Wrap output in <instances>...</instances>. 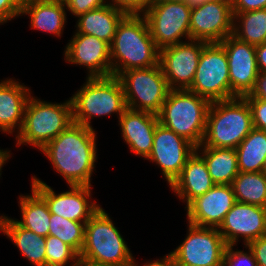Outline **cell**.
Wrapping results in <instances>:
<instances>
[{
  "label": "cell",
  "instance_id": "obj_1",
  "mask_svg": "<svg viewBox=\"0 0 266 266\" xmlns=\"http://www.w3.org/2000/svg\"><path fill=\"white\" fill-rule=\"evenodd\" d=\"M97 134L95 128L73 122L40 150L67 186H94L92 175L99 158Z\"/></svg>",
  "mask_w": 266,
  "mask_h": 266
},
{
  "label": "cell",
  "instance_id": "obj_2",
  "mask_svg": "<svg viewBox=\"0 0 266 266\" xmlns=\"http://www.w3.org/2000/svg\"><path fill=\"white\" fill-rule=\"evenodd\" d=\"M112 76L130 69L159 64V49L143 14H127L119 23L110 44Z\"/></svg>",
  "mask_w": 266,
  "mask_h": 266
},
{
  "label": "cell",
  "instance_id": "obj_3",
  "mask_svg": "<svg viewBox=\"0 0 266 266\" xmlns=\"http://www.w3.org/2000/svg\"><path fill=\"white\" fill-rule=\"evenodd\" d=\"M33 95L28 98L22 127L14 139L16 148L29 145L40 151L73 123L72 102L70 97L53 103Z\"/></svg>",
  "mask_w": 266,
  "mask_h": 266
},
{
  "label": "cell",
  "instance_id": "obj_4",
  "mask_svg": "<svg viewBox=\"0 0 266 266\" xmlns=\"http://www.w3.org/2000/svg\"><path fill=\"white\" fill-rule=\"evenodd\" d=\"M78 90L70 97L73 122L94 128L92 119L111 117L117 119L127 109L124 88L116 76L85 77Z\"/></svg>",
  "mask_w": 266,
  "mask_h": 266
},
{
  "label": "cell",
  "instance_id": "obj_5",
  "mask_svg": "<svg viewBox=\"0 0 266 266\" xmlns=\"http://www.w3.org/2000/svg\"><path fill=\"white\" fill-rule=\"evenodd\" d=\"M113 217L101 206L86 222L79 258L107 266H130L135 258Z\"/></svg>",
  "mask_w": 266,
  "mask_h": 266
},
{
  "label": "cell",
  "instance_id": "obj_6",
  "mask_svg": "<svg viewBox=\"0 0 266 266\" xmlns=\"http://www.w3.org/2000/svg\"><path fill=\"white\" fill-rule=\"evenodd\" d=\"M252 129V113L244 97L211 102L205 135L198 147L236 148Z\"/></svg>",
  "mask_w": 266,
  "mask_h": 266
},
{
  "label": "cell",
  "instance_id": "obj_7",
  "mask_svg": "<svg viewBox=\"0 0 266 266\" xmlns=\"http://www.w3.org/2000/svg\"><path fill=\"white\" fill-rule=\"evenodd\" d=\"M211 102L188 90H170L160 112L159 123L196 147L202 144Z\"/></svg>",
  "mask_w": 266,
  "mask_h": 266
},
{
  "label": "cell",
  "instance_id": "obj_8",
  "mask_svg": "<svg viewBox=\"0 0 266 266\" xmlns=\"http://www.w3.org/2000/svg\"><path fill=\"white\" fill-rule=\"evenodd\" d=\"M118 78L124 88L128 109L153 114L160 112L170 88L159 64L124 71Z\"/></svg>",
  "mask_w": 266,
  "mask_h": 266
},
{
  "label": "cell",
  "instance_id": "obj_9",
  "mask_svg": "<svg viewBox=\"0 0 266 266\" xmlns=\"http://www.w3.org/2000/svg\"><path fill=\"white\" fill-rule=\"evenodd\" d=\"M191 10L187 3L151 0L143 15L159 50L190 40Z\"/></svg>",
  "mask_w": 266,
  "mask_h": 266
},
{
  "label": "cell",
  "instance_id": "obj_10",
  "mask_svg": "<svg viewBox=\"0 0 266 266\" xmlns=\"http://www.w3.org/2000/svg\"><path fill=\"white\" fill-rule=\"evenodd\" d=\"M188 90L210 102L235 98L230 87L228 58L220 43H207L203 47Z\"/></svg>",
  "mask_w": 266,
  "mask_h": 266
},
{
  "label": "cell",
  "instance_id": "obj_11",
  "mask_svg": "<svg viewBox=\"0 0 266 266\" xmlns=\"http://www.w3.org/2000/svg\"><path fill=\"white\" fill-rule=\"evenodd\" d=\"M186 237L174 250L176 266H223L227 244L218 228L196 226L187 222Z\"/></svg>",
  "mask_w": 266,
  "mask_h": 266
},
{
  "label": "cell",
  "instance_id": "obj_12",
  "mask_svg": "<svg viewBox=\"0 0 266 266\" xmlns=\"http://www.w3.org/2000/svg\"><path fill=\"white\" fill-rule=\"evenodd\" d=\"M30 181V186L45 200L51 214L86 223L102 206L92 199L93 186H67L68 190L56 193L36 175H32Z\"/></svg>",
  "mask_w": 266,
  "mask_h": 266
},
{
  "label": "cell",
  "instance_id": "obj_13",
  "mask_svg": "<svg viewBox=\"0 0 266 266\" xmlns=\"http://www.w3.org/2000/svg\"><path fill=\"white\" fill-rule=\"evenodd\" d=\"M195 151V145L158 123L152 151L146 160L161 170L162 177L169 187L181 174L183 167Z\"/></svg>",
  "mask_w": 266,
  "mask_h": 266
},
{
  "label": "cell",
  "instance_id": "obj_14",
  "mask_svg": "<svg viewBox=\"0 0 266 266\" xmlns=\"http://www.w3.org/2000/svg\"><path fill=\"white\" fill-rule=\"evenodd\" d=\"M231 0H210L192 7L190 39L220 43L233 33Z\"/></svg>",
  "mask_w": 266,
  "mask_h": 266
},
{
  "label": "cell",
  "instance_id": "obj_15",
  "mask_svg": "<svg viewBox=\"0 0 266 266\" xmlns=\"http://www.w3.org/2000/svg\"><path fill=\"white\" fill-rule=\"evenodd\" d=\"M206 44L204 41L190 39L159 50V65L170 90L191 87L201 51Z\"/></svg>",
  "mask_w": 266,
  "mask_h": 266
},
{
  "label": "cell",
  "instance_id": "obj_16",
  "mask_svg": "<svg viewBox=\"0 0 266 266\" xmlns=\"http://www.w3.org/2000/svg\"><path fill=\"white\" fill-rule=\"evenodd\" d=\"M64 46L63 61L84 67L87 78L112 76L110 45L95 36L72 33Z\"/></svg>",
  "mask_w": 266,
  "mask_h": 266
},
{
  "label": "cell",
  "instance_id": "obj_17",
  "mask_svg": "<svg viewBox=\"0 0 266 266\" xmlns=\"http://www.w3.org/2000/svg\"><path fill=\"white\" fill-rule=\"evenodd\" d=\"M218 230L227 245H247L266 235V207L236 201Z\"/></svg>",
  "mask_w": 266,
  "mask_h": 266
},
{
  "label": "cell",
  "instance_id": "obj_18",
  "mask_svg": "<svg viewBox=\"0 0 266 266\" xmlns=\"http://www.w3.org/2000/svg\"><path fill=\"white\" fill-rule=\"evenodd\" d=\"M224 47L229 67L232 95L244 97L252 91L259 69L254 45L230 35L220 42Z\"/></svg>",
  "mask_w": 266,
  "mask_h": 266
},
{
  "label": "cell",
  "instance_id": "obj_19",
  "mask_svg": "<svg viewBox=\"0 0 266 266\" xmlns=\"http://www.w3.org/2000/svg\"><path fill=\"white\" fill-rule=\"evenodd\" d=\"M235 202L231 185H214L184 208L186 222L196 226L219 228Z\"/></svg>",
  "mask_w": 266,
  "mask_h": 266
},
{
  "label": "cell",
  "instance_id": "obj_20",
  "mask_svg": "<svg viewBox=\"0 0 266 266\" xmlns=\"http://www.w3.org/2000/svg\"><path fill=\"white\" fill-rule=\"evenodd\" d=\"M117 122L121 138L129 151L146 160L152 151L155 129L159 123L157 114L127 108Z\"/></svg>",
  "mask_w": 266,
  "mask_h": 266
},
{
  "label": "cell",
  "instance_id": "obj_21",
  "mask_svg": "<svg viewBox=\"0 0 266 266\" xmlns=\"http://www.w3.org/2000/svg\"><path fill=\"white\" fill-rule=\"evenodd\" d=\"M31 87L19 79L0 80V132L5 135L18 134L22 127L25 106L32 94Z\"/></svg>",
  "mask_w": 266,
  "mask_h": 266
},
{
  "label": "cell",
  "instance_id": "obj_22",
  "mask_svg": "<svg viewBox=\"0 0 266 266\" xmlns=\"http://www.w3.org/2000/svg\"><path fill=\"white\" fill-rule=\"evenodd\" d=\"M27 16L29 29L62 38L66 29V5L62 0H26L21 5L20 17Z\"/></svg>",
  "mask_w": 266,
  "mask_h": 266
},
{
  "label": "cell",
  "instance_id": "obj_23",
  "mask_svg": "<svg viewBox=\"0 0 266 266\" xmlns=\"http://www.w3.org/2000/svg\"><path fill=\"white\" fill-rule=\"evenodd\" d=\"M214 185L216 184L211 179L204 159L195 151L169 189L186 208L194 199L205 194Z\"/></svg>",
  "mask_w": 266,
  "mask_h": 266
},
{
  "label": "cell",
  "instance_id": "obj_24",
  "mask_svg": "<svg viewBox=\"0 0 266 266\" xmlns=\"http://www.w3.org/2000/svg\"><path fill=\"white\" fill-rule=\"evenodd\" d=\"M0 234L12 242L31 266H46V237L22 227L15 218L0 214Z\"/></svg>",
  "mask_w": 266,
  "mask_h": 266
},
{
  "label": "cell",
  "instance_id": "obj_25",
  "mask_svg": "<svg viewBox=\"0 0 266 266\" xmlns=\"http://www.w3.org/2000/svg\"><path fill=\"white\" fill-rule=\"evenodd\" d=\"M127 14L111 4L88 11L76 17V29L73 33L92 35L100 40L112 43L117 27Z\"/></svg>",
  "mask_w": 266,
  "mask_h": 266
},
{
  "label": "cell",
  "instance_id": "obj_26",
  "mask_svg": "<svg viewBox=\"0 0 266 266\" xmlns=\"http://www.w3.org/2000/svg\"><path fill=\"white\" fill-rule=\"evenodd\" d=\"M216 185H231L239 173L235 148L196 147Z\"/></svg>",
  "mask_w": 266,
  "mask_h": 266
},
{
  "label": "cell",
  "instance_id": "obj_27",
  "mask_svg": "<svg viewBox=\"0 0 266 266\" xmlns=\"http://www.w3.org/2000/svg\"><path fill=\"white\" fill-rule=\"evenodd\" d=\"M31 193L21 194L18 199L20 220H15L24 228L47 237L49 235L50 216L45 200L31 187Z\"/></svg>",
  "mask_w": 266,
  "mask_h": 266
},
{
  "label": "cell",
  "instance_id": "obj_28",
  "mask_svg": "<svg viewBox=\"0 0 266 266\" xmlns=\"http://www.w3.org/2000/svg\"><path fill=\"white\" fill-rule=\"evenodd\" d=\"M235 149L239 172H262L266 159V131L253 128Z\"/></svg>",
  "mask_w": 266,
  "mask_h": 266
},
{
  "label": "cell",
  "instance_id": "obj_29",
  "mask_svg": "<svg viewBox=\"0 0 266 266\" xmlns=\"http://www.w3.org/2000/svg\"><path fill=\"white\" fill-rule=\"evenodd\" d=\"M233 15V36L254 46L266 42V9Z\"/></svg>",
  "mask_w": 266,
  "mask_h": 266
},
{
  "label": "cell",
  "instance_id": "obj_30",
  "mask_svg": "<svg viewBox=\"0 0 266 266\" xmlns=\"http://www.w3.org/2000/svg\"><path fill=\"white\" fill-rule=\"evenodd\" d=\"M231 186L236 201L266 207V176L262 172H239Z\"/></svg>",
  "mask_w": 266,
  "mask_h": 266
},
{
  "label": "cell",
  "instance_id": "obj_31",
  "mask_svg": "<svg viewBox=\"0 0 266 266\" xmlns=\"http://www.w3.org/2000/svg\"><path fill=\"white\" fill-rule=\"evenodd\" d=\"M49 222V235L59 238L79 255L85 241L86 223L75 222L55 214H51Z\"/></svg>",
  "mask_w": 266,
  "mask_h": 266
},
{
  "label": "cell",
  "instance_id": "obj_32",
  "mask_svg": "<svg viewBox=\"0 0 266 266\" xmlns=\"http://www.w3.org/2000/svg\"><path fill=\"white\" fill-rule=\"evenodd\" d=\"M46 266H75L79 255L59 238L46 237Z\"/></svg>",
  "mask_w": 266,
  "mask_h": 266
},
{
  "label": "cell",
  "instance_id": "obj_33",
  "mask_svg": "<svg viewBox=\"0 0 266 266\" xmlns=\"http://www.w3.org/2000/svg\"><path fill=\"white\" fill-rule=\"evenodd\" d=\"M236 247L237 245L226 246L223 266H258L253 252L247 245H244L245 250H239V247Z\"/></svg>",
  "mask_w": 266,
  "mask_h": 266
},
{
  "label": "cell",
  "instance_id": "obj_34",
  "mask_svg": "<svg viewBox=\"0 0 266 266\" xmlns=\"http://www.w3.org/2000/svg\"><path fill=\"white\" fill-rule=\"evenodd\" d=\"M66 5L67 12L73 17H78L88 11L101 8L106 0H62Z\"/></svg>",
  "mask_w": 266,
  "mask_h": 266
},
{
  "label": "cell",
  "instance_id": "obj_35",
  "mask_svg": "<svg viewBox=\"0 0 266 266\" xmlns=\"http://www.w3.org/2000/svg\"><path fill=\"white\" fill-rule=\"evenodd\" d=\"M245 99L251 109L253 128L266 131V101L255 98Z\"/></svg>",
  "mask_w": 266,
  "mask_h": 266
},
{
  "label": "cell",
  "instance_id": "obj_36",
  "mask_svg": "<svg viewBox=\"0 0 266 266\" xmlns=\"http://www.w3.org/2000/svg\"><path fill=\"white\" fill-rule=\"evenodd\" d=\"M151 0H106L126 14H144Z\"/></svg>",
  "mask_w": 266,
  "mask_h": 266
},
{
  "label": "cell",
  "instance_id": "obj_37",
  "mask_svg": "<svg viewBox=\"0 0 266 266\" xmlns=\"http://www.w3.org/2000/svg\"><path fill=\"white\" fill-rule=\"evenodd\" d=\"M21 5L16 0H0V26L20 17Z\"/></svg>",
  "mask_w": 266,
  "mask_h": 266
},
{
  "label": "cell",
  "instance_id": "obj_38",
  "mask_svg": "<svg viewBox=\"0 0 266 266\" xmlns=\"http://www.w3.org/2000/svg\"><path fill=\"white\" fill-rule=\"evenodd\" d=\"M233 13L266 9V0H231Z\"/></svg>",
  "mask_w": 266,
  "mask_h": 266
},
{
  "label": "cell",
  "instance_id": "obj_39",
  "mask_svg": "<svg viewBox=\"0 0 266 266\" xmlns=\"http://www.w3.org/2000/svg\"><path fill=\"white\" fill-rule=\"evenodd\" d=\"M247 246L253 252L258 266H266V235L250 241Z\"/></svg>",
  "mask_w": 266,
  "mask_h": 266
},
{
  "label": "cell",
  "instance_id": "obj_40",
  "mask_svg": "<svg viewBox=\"0 0 266 266\" xmlns=\"http://www.w3.org/2000/svg\"><path fill=\"white\" fill-rule=\"evenodd\" d=\"M244 98H255L266 101V72L259 71L255 85L249 95Z\"/></svg>",
  "mask_w": 266,
  "mask_h": 266
},
{
  "label": "cell",
  "instance_id": "obj_41",
  "mask_svg": "<svg viewBox=\"0 0 266 266\" xmlns=\"http://www.w3.org/2000/svg\"><path fill=\"white\" fill-rule=\"evenodd\" d=\"M136 259L137 258H134L130 266H176L174 258L170 253H167L166 255L162 256V258L160 256V259H146L144 260V263L143 261L138 262V260Z\"/></svg>",
  "mask_w": 266,
  "mask_h": 266
},
{
  "label": "cell",
  "instance_id": "obj_42",
  "mask_svg": "<svg viewBox=\"0 0 266 266\" xmlns=\"http://www.w3.org/2000/svg\"><path fill=\"white\" fill-rule=\"evenodd\" d=\"M255 48L258 69L266 72V42L255 46Z\"/></svg>",
  "mask_w": 266,
  "mask_h": 266
},
{
  "label": "cell",
  "instance_id": "obj_43",
  "mask_svg": "<svg viewBox=\"0 0 266 266\" xmlns=\"http://www.w3.org/2000/svg\"><path fill=\"white\" fill-rule=\"evenodd\" d=\"M13 158V155L11 153V149L10 148H6V149H1L0 147V179H2V170L3 167L6 166V163L8 164L9 160Z\"/></svg>",
  "mask_w": 266,
  "mask_h": 266
},
{
  "label": "cell",
  "instance_id": "obj_44",
  "mask_svg": "<svg viewBox=\"0 0 266 266\" xmlns=\"http://www.w3.org/2000/svg\"><path fill=\"white\" fill-rule=\"evenodd\" d=\"M169 1L187 3L188 5L193 7V6H196V5L203 4V3L207 2V1H210V0H169Z\"/></svg>",
  "mask_w": 266,
  "mask_h": 266
},
{
  "label": "cell",
  "instance_id": "obj_45",
  "mask_svg": "<svg viewBox=\"0 0 266 266\" xmlns=\"http://www.w3.org/2000/svg\"><path fill=\"white\" fill-rule=\"evenodd\" d=\"M75 266H107V265L94 264L79 258Z\"/></svg>",
  "mask_w": 266,
  "mask_h": 266
},
{
  "label": "cell",
  "instance_id": "obj_46",
  "mask_svg": "<svg viewBox=\"0 0 266 266\" xmlns=\"http://www.w3.org/2000/svg\"><path fill=\"white\" fill-rule=\"evenodd\" d=\"M262 173L266 176V159H265L263 167H262Z\"/></svg>",
  "mask_w": 266,
  "mask_h": 266
},
{
  "label": "cell",
  "instance_id": "obj_47",
  "mask_svg": "<svg viewBox=\"0 0 266 266\" xmlns=\"http://www.w3.org/2000/svg\"><path fill=\"white\" fill-rule=\"evenodd\" d=\"M20 5H22L26 0H16Z\"/></svg>",
  "mask_w": 266,
  "mask_h": 266
}]
</instances>
